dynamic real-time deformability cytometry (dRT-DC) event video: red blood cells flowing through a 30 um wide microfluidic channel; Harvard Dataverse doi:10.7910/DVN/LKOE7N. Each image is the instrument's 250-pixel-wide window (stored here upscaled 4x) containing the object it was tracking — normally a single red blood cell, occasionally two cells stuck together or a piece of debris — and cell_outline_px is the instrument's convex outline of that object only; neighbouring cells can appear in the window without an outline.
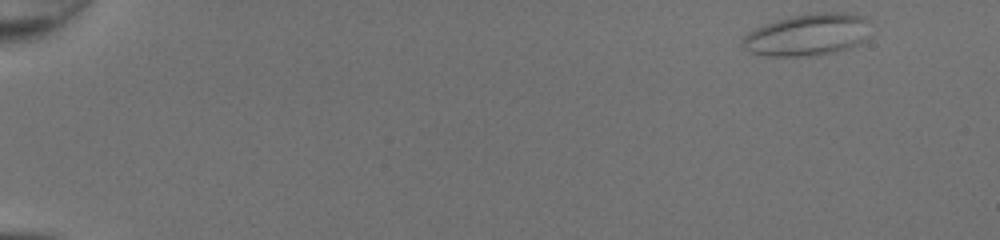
{"species": "common noctule bat (a hibernating species)", "species_latin": "Nyctalus noctula", "temperature_condition": "room temperature", "stored_images_in_passage": 47, "camera_frame_rate_fps": 3000, "um_per_image_px": 0.085, "animal": {"sex": "female", "body_mass_g": 20.0, "forearm_length_mm": 54.0}, "frame": {"image": 1, "passage_image": 1, "time_ms": 0.0, "image_size_px": [1000, 240], "cell_outline_px": [[868, 20], [864, 40], [856, 44], [836, 52], [816, 56], [768, 56], [752, 52], [744, 48], [740, 44], [740, 40], [748, 32], [764, 24], [776, 20], [792, 16], [816, 12], [852, 12], [864, 16]], "centroid_in_image_um": [68.6, 2.94], "position_along_channel_um": 16.4, "area_um2": 31.33}}
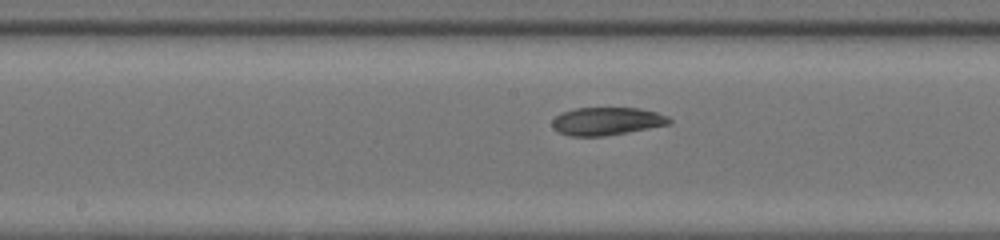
{"frame": {"image": 2, "passage_image": 25, "time_ms": 8.0, "image_size_px": [1000, 240], "cell_outline_px": [[672, 124], [628, 132], [604, 136], [568, 136], [556, 132], [552, 128], [552, 120], [560, 112], [576, 108], [640, 108], [656, 112], [668, 116], [672, 120]], "centroid_in_image_um": [51.56, 10.31], "position_along_channel_um": 196.6, "area_um2": 19.31}}
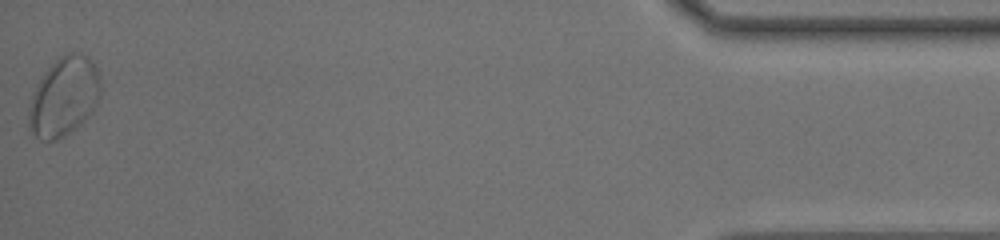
{"frame": {"image": 3, "passage_image": 47, "time_ms": 15.333, "image_size_px": [1000, 240], "cell_outline_px": [[100, 96], [92, 112], [80, 124], [64, 136], [56, 140], [40, 140], [28, 128], [28, 108], [32, 92], [40, 76], [60, 56], [68, 52], [80, 52], [88, 56], [92, 60], [96, 68], [100, 80]], "centroid_in_image_um": [5.41, 8.2], "position_along_channel_um": 429.8, "area_um2": 33.35}, "authors_computed_cell_mechanics": {"area_um2": 21.4438, "velocity_mm_per_s": 4.255, "shape_relaxation_time_tau1_ms": null, "shape_relaxation_time_tau2_ms": 3.7614, "deformation_change_tau1": null, "deformation_change_tau2": 0.0765}}